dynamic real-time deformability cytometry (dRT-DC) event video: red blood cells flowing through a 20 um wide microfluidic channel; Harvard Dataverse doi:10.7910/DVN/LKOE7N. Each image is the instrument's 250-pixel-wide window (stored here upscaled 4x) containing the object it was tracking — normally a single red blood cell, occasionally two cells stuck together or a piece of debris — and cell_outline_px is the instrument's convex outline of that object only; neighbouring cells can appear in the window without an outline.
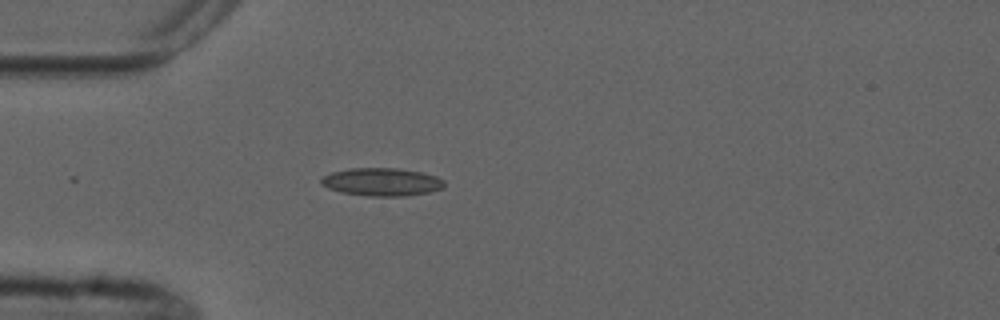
{"species": "common noctule bat (a hibernating species)", "species_latin": "Nyctalus noctula", "temperature_condition": "cold", "stored_images_in_passage": 1, "camera_frame_rate_fps": 3000, "um_per_image_px": 0.085, "animal": {"sex": "male", "forearm_length_mm": 52.5}, "frame": {"image": 1, "passage_image": 1, "time_ms": 0.0, "image_size_px": [1000, 320], "cell_outline_px": [[444, 188], [428, 192], [404, 196], [368, 196], [340, 192], [328, 188], [320, 184], [320, 176], [332, 172], [348, 168], [396, 168], [420, 172], [436, 176], [444, 180]], "centroid_in_image_um": [32.4, 15.46], "position_along_channel_um": 52.6, "area_um2": 20.17}}